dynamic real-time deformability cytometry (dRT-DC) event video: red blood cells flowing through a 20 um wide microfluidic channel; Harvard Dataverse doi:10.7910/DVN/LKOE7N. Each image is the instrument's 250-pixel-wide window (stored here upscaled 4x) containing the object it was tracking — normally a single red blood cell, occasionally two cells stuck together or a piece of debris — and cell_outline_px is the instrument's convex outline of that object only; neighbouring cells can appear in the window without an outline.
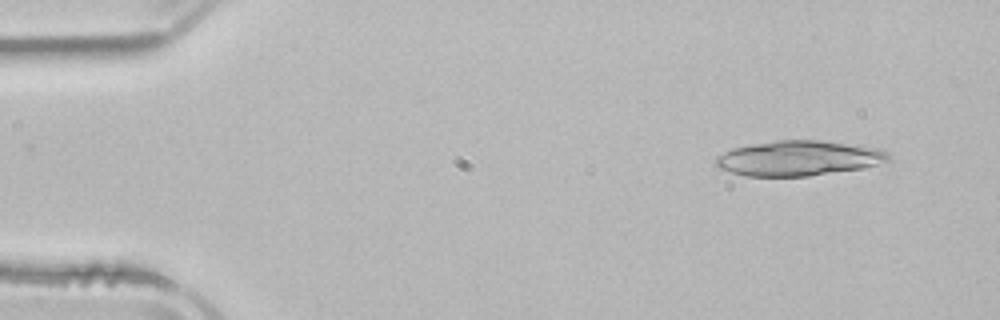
{"species": "common noctule bat (a hibernating species)", "species_latin": "Nyctalus noctula", "temperature_condition": "room temperature", "stored_images_in_passage": 2, "camera_frame_rate_fps": 3000, "um_per_image_px": 0.085, "animal": {"sex": "male", "body_mass_g": 21.5, "forearm_length_mm": 52.0}, "frame": {"image": 1, "passage_image": 2, "time_ms": 3.0, "image_size_px": [1000, 320], "cell_outline_px": [[892, 160], [864, 168], [808, 176], [744, 176], [720, 168], [712, 164], [712, 160], [716, 156], [732, 148], [752, 144], [776, 140], [820, 140], [880, 148], [888, 152], [892, 156]], "centroid_in_image_um": [67.89, 13.45], "position_along_channel_um": 17.1, "area_um2": 35.66}}